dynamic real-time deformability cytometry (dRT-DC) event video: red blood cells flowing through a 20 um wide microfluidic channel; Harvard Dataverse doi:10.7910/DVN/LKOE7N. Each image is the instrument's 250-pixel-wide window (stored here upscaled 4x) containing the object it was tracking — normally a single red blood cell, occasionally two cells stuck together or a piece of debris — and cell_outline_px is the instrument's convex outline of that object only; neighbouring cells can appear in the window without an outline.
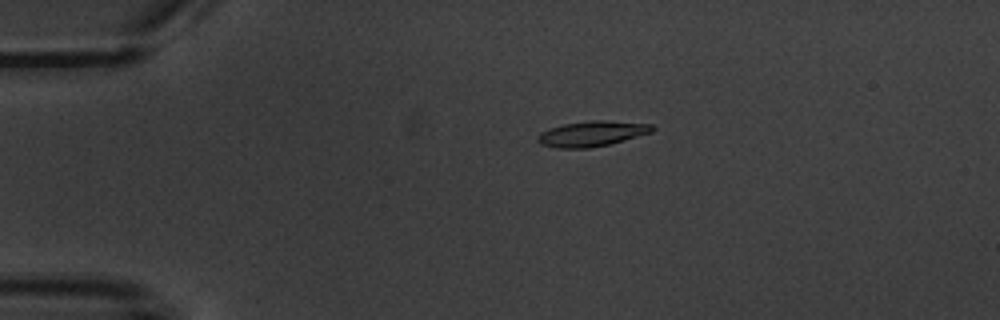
{"species": "common noctule bat (a hibernating species)", "species_latin": "Nyctalus noctula", "temperature_condition": "warm", "stored_images_in_passage": 5, "camera_frame_rate_fps": 3000, "um_per_image_px": 0.085, "animal": {"sex": "male", "body_mass_g": 20.1, "forearm_length_mm": 53.5}, "frame": {"image": 1, "passage_image": 3, "time_ms": 3.333, "image_size_px": [1000, 320], "cell_outline_px": [[656, 128], [652, 132], [608, 144], [588, 148], [556, 148], [540, 144], [536, 140], [540, 132], [564, 124], [592, 120], [608, 120], [652, 124]], "centroid_in_image_um": [50.31, 11.36], "position_along_channel_um": 34.7, "area_um2": 16.82}}
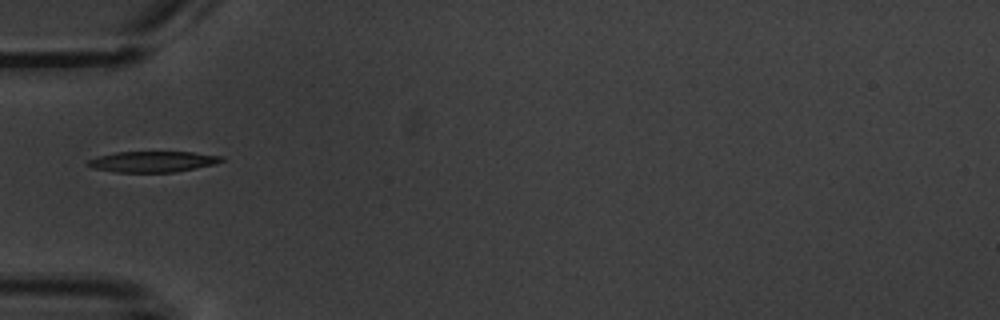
{"frame": {"image": 2, "passage_image": 5, "time_ms": 5.667, "image_size_px": [1000, 320], "cell_outline_px": [[224, 160], [216, 164], [172, 172], [116, 172], [92, 168], [84, 164], [88, 160], [96, 156], [116, 152], [192, 152], [224, 156]], "centroid_in_image_um": [12.94, 13.73], "position_along_channel_um": 72.1, "area_um2": 16.3}}